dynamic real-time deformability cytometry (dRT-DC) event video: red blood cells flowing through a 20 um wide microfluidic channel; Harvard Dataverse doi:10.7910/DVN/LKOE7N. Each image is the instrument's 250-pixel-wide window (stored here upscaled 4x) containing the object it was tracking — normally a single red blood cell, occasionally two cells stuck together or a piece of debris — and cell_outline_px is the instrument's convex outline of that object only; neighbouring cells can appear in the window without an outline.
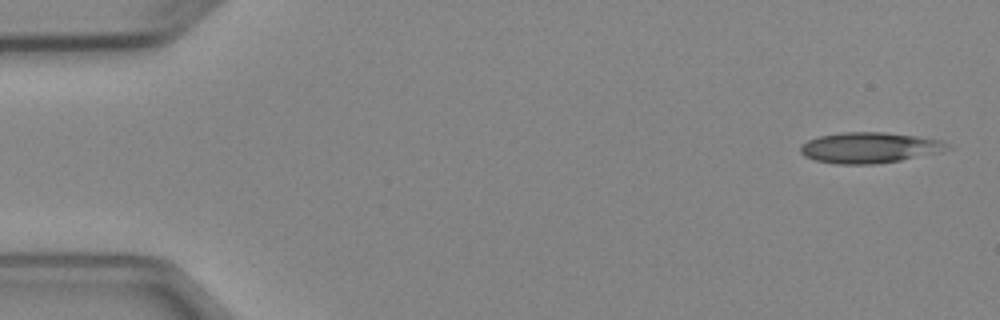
{"species": "Egyptian fruit bat (a non-hibernating species)", "species_latin": "Rousettus aegyptiacus", "temperature_condition": "cold", "stored_images_in_passage": 5, "camera_frame_rate_fps": 3000, "um_per_image_px": 0.085, "animal": {"sex": "female"}, "frame": {"image": 1, "passage_image": 1, "time_ms": 0.0, "image_size_px": [1000, 320], "cell_outline_px": [[952, 148], [940, 152], [900, 160], [872, 164], [840, 164], [816, 160], [804, 156], [800, 152], [800, 144], [808, 140], [820, 136], [840, 132], [884, 132], [916, 136], [940, 140], [948, 144]], "centroid_in_image_um": [73.89, 12.54], "position_along_channel_um": 11.1, "area_um2": 26.18}}